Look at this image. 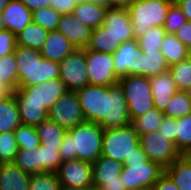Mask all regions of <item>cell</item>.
Wrapping results in <instances>:
<instances>
[{"label":"cell","mask_w":191,"mask_h":190,"mask_svg":"<svg viewBox=\"0 0 191 190\" xmlns=\"http://www.w3.org/2000/svg\"><path fill=\"white\" fill-rule=\"evenodd\" d=\"M76 48L59 31H49V34L40 49L43 58L60 63L66 56Z\"/></svg>","instance_id":"44dd1931"},{"label":"cell","mask_w":191,"mask_h":190,"mask_svg":"<svg viewBox=\"0 0 191 190\" xmlns=\"http://www.w3.org/2000/svg\"><path fill=\"white\" fill-rule=\"evenodd\" d=\"M188 58H189L190 61H191V48L188 49Z\"/></svg>","instance_id":"e7e4bbea"},{"label":"cell","mask_w":191,"mask_h":190,"mask_svg":"<svg viewBox=\"0 0 191 190\" xmlns=\"http://www.w3.org/2000/svg\"><path fill=\"white\" fill-rule=\"evenodd\" d=\"M48 118L66 130L86 122L75 91L63 94L50 108Z\"/></svg>","instance_id":"9c48e42d"},{"label":"cell","mask_w":191,"mask_h":190,"mask_svg":"<svg viewBox=\"0 0 191 190\" xmlns=\"http://www.w3.org/2000/svg\"><path fill=\"white\" fill-rule=\"evenodd\" d=\"M158 131L176 146V119L164 116Z\"/></svg>","instance_id":"7dc6e473"},{"label":"cell","mask_w":191,"mask_h":190,"mask_svg":"<svg viewBox=\"0 0 191 190\" xmlns=\"http://www.w3.org/2000/svg\"><path fill=\"white\" fill-rule=\"evenodd\" d=\"M165 173L179 190H191V160L185 155H181L166 167Z\"/></svg>","instance_id":"d4e9b609"},{"label":"cell","mask_w":191,"mask_h":190,"mask_svg":"<svg viewBox=\"0 0 191 190\" xmlns=\"http://www.w3.org/2000/svg\"><path fill=\"white\" fill-rule=\"evenodd\" d=\"M184 92L188 95V98L191 101V85L186 90H184Z\"/></svg>","instance_id":"94428289"},{"label":"cell","mask_w":191,"mask_h":190,"mask_svg":"<svg viewBox=\"0 0 191 190\" xmlns=\"http://www.w3.org/2000/svg\"><path fill=\"white\" fill-rule=\"evenodd\" d=\"M13 91L14 90L7 83L0 81V100L13 95Z\"/></svg>","instance_id":"db71d44e"},{"label":"cell","mask_w":191,"mask_h":190,"mask_svg":"<svg viewBox=\"0 0 191 190\" xmlns=\"http://www.w3.org/2000/svg\"><path fill=\"white\" fill-rule=\"evenodd\" d=\"M6 30L15 35L33 22L32 11L20 0H11L1 12Z\"/></svg>","instance_id":"ffe728a7"},{"label":"cell","mask_w":191,"mask_h":190,"mask_svg":"<svg viewBox=\"0 0 191 190\" xmlns=\"http://www.w3.org/2000/svg\"><path fill=\"white\" fill-rule=\"evenodd\" d=\"M123 88L130 120L155 108L149 78L129 75L119 79Z\"/></svg>","instance_id":"5b68a950"},{"label":"cell","mask_w":191,"mask_h":190,"mask_svg":"<svg viewBox=\"0 0 191 190\" xmlns=\"http://www.w3.org/2000/svg\"><path fill=\"white\" fill-rule=\"evenodd\" d=\"M4 29H5L4 21H3L2 14L0 13V31Z\"/></svg>","instance_id":"91938a15"},{"label":"cell","mask_w":191,"mask_h":190,"mask_svg":"<svg viewBox=\"0 0 191 190\" xmlns=\"http://www.w3.org/2000/svg\"><path fill=\"white\" fill-rule=\"evenodd\" d=\"M20 124V112L13 95L0 100V133L14 131Z\"/></svg>","instance_id":"484cf974"},{"label":"cell","mask_w":191,"mask_h":190,"mask_svg":"<svg viewBox=\"0 0 191 190\" xmlns=\"http://www.w3.org/2000/svg\"><path fill=\"white\" fill-rule=\"evenodd\" d=\"M35 128L42 145L60 149L65 134L67 133L66 129L60 127L55 121H52L49 118Z\"/></svg>","instance_id":"4316f807"},{"label":"cell","mask_w":191,"mask_h":190,"mask_svg":"<svg viewBox=\"0 0 191 190\" xmlns=\"http://www.w3.org/2000/svg\"><path fill=\"white\" fill-rule=\"evenodd\" d=\"M60 190H96V189L94 187H79V188H74V187L61 186Z\"/></svg>","instance_id":"6f0895ef"},{"label":"cell","mask_w":191,"mask_h":190,"mask_svg":"<svg viewBox=\"0 0 191 190\" xmlns=\"http://www.w3.org/2000/svg\"><path fill=\"white\" fill-rule=\"evenodd\" d=\"M29 10L34 11L50 7V0H20Z\"/></svg>","instance_id":"816d5d0a"},{"label":"cell","mask_w":191,"mask_h":190,"mask_svg":"<svg viewBox=\"0 0 191 190\" xmlns=\"http://www.w3.org/2000/svg\"><path fill=\"white\" fill-rule=\"evenodd\" d=\"M175 4L182 10L187 21L191 20V0H174Z\"/></svg>","instance_id":"f5cc1de1"},{"label":"cell","mask_w":191,"mask_h":190,"mask_svg":"<svg viewBox=\"0 0 191 190\" xmlns=\"http://www.w3.org/2000/svg\"><path fill=\"white\" fill-rule=\"evenodd\" d=\"M100 27L103 31H107L117 41H121L122 43L135 39L126 7H112L107 9L104 24Z\"/></svg>","instance_id":"9a60e30c"},{"label":"cell","mask_w":191,"mask_h":190,"mask_svg":"<svg viewBox=\"0 0 191 190\" xmlns=\"http://www.w3.org/2000/svg\"><path fill=\"white\" fill-rule=\"evenodd\" d=\"M92 30L75 18L72 13L62 15L57 27V31L62 33L76 49H85L87 47Z\"/></svg>","instance_id":"ac0fdd59"},{"label":"cell","mask_w":191,"mask_h":190,"mask_svg":"<svg viewBox=\"0 0 191 190\" xmlns=\"http://www.w3.org/2000/svg\"><path fill=\"white\" fill-rule=\"evenodd\" d=\"M169 72L178 90L184 91L191 85V61L188 57L170 66Z\"/></svg>","instance_id":"74e56055"},{"label":"cell","mask_w":191,"mask_h":190,"mask_svg":"<svg viewBox=\"0 0 191 190\" xmlns=\"http://www.w3.org/2000/svg\"><path fill=\"white\" fill-rule=\"evenodd\" d=\"M115 7H126L132 0H110Z\"/></svg>","instance_id":"9f6ffc18"},{"label":"cell","mask_w":191,"mask_h":190,"mask_svg":"<svg viewBox=\"0 0 191 190\" xmlns=\"http://www.w3.org/2000/svg\"><path fill=\"white\" fill-rule=\"evenodd\" d=\"M16 45L14 33L6 29L0 31V57L14 53Z\"/></svg>","instance_id":"bcb514c9"},{"label":"cell","mask_w":191,"mask_h":190,"mask_svg":"<svg viewBox=\"0 0 191 190\" xmlns=\"http://www.w3.org/2000/svg\"><path fill=\"white\" fill-rule=\"evenodd\" d=\"M185 156L191 160V148L189 149V151L185 154Z\"/></svg>","instance_id":"6125c7cd"},{"label":"cell","mask_w":191,"mask_h":190,"mask_svg":"<svg viewBox=\"0 0 191 190\" xmlns=\"http://www.w3.org/2000/svg\"><path fill=\"white\" fill-rule=\"evenodd\" d=\"M56 174L61 186L93 187V164L90 162L79 159L63 161Z\"/></svg>","instance_id":"4fadbf2b"},{"label":"cell","mask_w":191,"mask_h":190,"mask_svg":"<svg viewBox=\"0 0 191 190\" xmlns=\"http://www.w3.org/2000/svg\"><path fill=\"white\" fill-rule=\"evenodd\" d=\"M61 14L52 7H44L32 11L33 23L45 28L47 31L57 30Z\"/></svg>","instance_id":"8d00e7d4"},{"label":"cell","mask_w":191,"mask_h":190,"mask_svg":"<svg viewBox=\"0 0 191 190\" xmlns=\"http://www.w3.org/2000/svg\"><path fill=\"white\" fill-rule=\"evenodd\" d=\"M164 113L156 108L131 120V125L139 136L149 134L159 129Z\"/></svg>","instance_id":"1f68e13d"},{"label":"cell","mask_w":191,"mask_h":190,"mask_svg":"<svg viewBox=\"0 0 191 190\" xmlns=\"http://www.w3.org/2000/svg\"><path fill=\"white\" fill-rule=\"evenodd\" d=\"M10 1L11 0H0V13L4 10Z\"/></svg>","instance_id":"680465c9"},{"label":"cell","mask_w":191,"mask_h":190,"mask_svg":"<svg viewBox=\"0 0 191 190\" xmlns=\"http://www.w3.org/2000/svg\"><path fill=\"white\" fill-rule=\"evenodd\" d=\"M176 148L181 155L191 148V113L176 119Z\"/></svg>","instance_id":"d590c367"},{"label":"cell","mask_w":191,"mask_h":190,"mask_svg":"<svg viewBox=\"0 0 191 190\" xmlns=\"http://www.w3.org/2000/svg\"><path fill=\"white\" fill-rule=\"evenodd\" d=\"M31 175L14 163H2L0 190H29Z\"/></svg>","instance_id":"7402d4cb"},{"label":"cell","mask_w":191,"mask_h":190,"mask_svg":"<svg viewBox=\"0 0 191 190\" xmlns=\"http://www.w3.org/2000/svg\"><path fill=\"white\" fill-rule=\"evenodd\" d=\"M85 1H88V2H91L93 4H97L99 6H102L104 8H112V7H115L110 0H78V2H85Z\"/></svg>","instance_id":"11a10c76"},{"label":"cell","mask_w":191,"mask_h":190,"mask_svg":"<svg viewBox=\"0 0 191 190\" xmlns=\"http://www.w3.org/2000/svg\"><path fill=\"white\" fill-rule=\"evenodd\" d=\"M121 44V41H117L114 36L99 27L92 30L86 49L113 54Z\"/></svg>","instance_id":"4dcf8cb0"},{"label":"cell","mask_w":191,"mask_h":190,"mask_svg":"<svg viewBox=\"0 0 191 190\" xmlns=\"http://www.w3.org/2000/svg\"><path fill=\"white\" fill-rule=\"evenodd\" d=\"M126 190H151L147 188H133V189H126Z\"/></svg>","instance_id":"be15d7a7"},{"label":"cell","mask_w":191,"mask_h":190,"mask_svg":"<svg viewBox=\"0 0 191 190\" xmlns=\"http://www.w3.org/2000/svg\"><path fill=\"white\" fill-rule=\"evenodd\" d=\"M85 56L89 84L110 86L119 82L120 78L114 70L112 54L85 48Z\"/></svg>","instance_id":"30bf717a"},{"label":"cell","mask_w":191,"mask_h":190,"mask_svg":"<svg viewBox=\"0 0 191 190\" xmlns=\"http://www.w3.org/2000/svg\"><path fill=\"white\" fill-rule=\"evenodd\" d=\"M67 91L66 85L58 78L29 87H18L13 94L16 101H35L49 112L52 105Z\"/></svg>","instance_id":"52a82bcc"},{"label":"cell","mask_w":191,"mask_h":190,"mask_svg":"<svg viewBox=\"0 0 191 190\" xmlns=\"http://www.w3.org/2000/svg\"><path fill=\"white\" fill-rule=\"evenodd\" d=\"M139 146V135L131 124L105 129L101 156L123 164Z\"/></svg>","instance_id":"277c9868"},{"label":"cell","mask_w":191,"mask_h":190,"mask_svg":"<svg viewBox=\"0 0 191 190\" xmlns=\"http://www.w3.org/2000/svg\"><path fill=\"white\" fill-rule=\"evenodd\" d=\"M13 163L30 175L40 173L39 146L19 149Z\"/></svg>","instance_id":"d6a6232c"},{"label":"cell","mask_w":191,"mask_h":190,"mask_svg":"<svg viewBox=\"0 0 191 190\" xmlns=\"http://www.w3.org/2000/svg\"><path fill=\"white\" fill-rule=\"evenodd\" d=\"M14 54L17 62L18 87L33 86L34 65L43 58L40 50L16 45Z\"/></svg>","instance_id":"e0dca14e"},{"label":"cell","mask_w":191,"mask_h":190,"mask_svg":"<svg viewBox=\"0 0 191 190\" xmlns=\"http://www.w3.org/2000/svg\"><path fill=\"white\" fill-rule=\"evenodd\" d=\"M174 0H132L127 6L135 39L151 27H163L168 9Z\"/></svg>","instance_id":"3957f363"},{"label":"cell","mask_w":191,"mask_h":190,"mask_svg":"<svg viewBox=\"0 0 191 190\" xmlns=\"http://www.w3.org/2000/svg\"><path fill=\"white\" fill-rule=\"evenodd\" d=\"M18 150L14 131L0 133V163H13Z\"/></svg>","instance_id":"7bdbcfd3"},{"label":"cell","mask_w":191,"mask_h":190,"mask_svg":"<svg viewBox=\"0 0 191 190\" xmlns=\"http://www.w3.org/2000/svg\"><path fill=\"white\" fill-rule=\"evenodd\" d=\"M21 122L36 127L48 118V111L35 101H17Z\"/></svg>","instance_id":"f546056e"},{"label":"cell","mask_w":191,"mask_h":190,"mask_svg":"<svg viewBox=\"0 0 191 190\" xmlns=\"http://www.w3.org/2000/svg\"><path fill=\"white\" fill-rule=\"evenodd\" d=\"M59 79L69 91H77L88 85L85 49H75L59 63Z\"/></svg>","instance_id":"8fae6325"},{"label":"cell","mask_w":191,"mask_h":190,"mask_svg":"<svg viewBox=\"0 0 191 190\" xmlns=\"http://www.w3.org/2000/svg\"><path fill=\"white\" fill-rule=\"evenodd\" d=\"M141 54L137 39L123 42L112 54L116 75L119 78L129 75L137 76V63Z\"/></svg>","instance_id":"2e32d148"},{"label":"cell","mask_w":191,"mask_h":190,"mask_svg":"<svg viewBox=\"0 0 191 190\" xmlns=\"http://www.w3.org/2000/svg\"><path fill=\"white\" fill-rule=\"evenodd\" d=\"M138 60L137 76L150 78L169 71V65L160 51H142Z\"/></svg>","instance_id":"603a6c76"},{"label":"cell","mask_w":191,"mask_h":190,"mask_svg":"<svg viewBox=\"0 0 191 190\" xmlns=\"http://www.w3.org/2000/svg\"><path fill=\"white\" fill-rule=\"evenodd\" d=\"M40 151V173L42 172H53L56 173L59 166L62 163L59 149L45 147L39 145Z\"/></svg>","instance_id":"b9f144b4"},{"label":"cell","mask_w":191,"mask_h":190,"mask_svg":"<svg viewBox=\"0 0 191 190\" xmlns=\"http://www.w3.org/2000/svg\"><path fill=\"white\" fill-rule=\"evenodd\" d=\"M154 106L164 112L173 96L178 92L173 76L169 71L149 78Z\"/></svg>","instance_id":"d6986e66"},{"label":"cell","mask_w":191,"mask_h":190,"mask_svg":"<svg viewBox=\"0 0 191 190\" xmlns=\"http://www.w3.org/2000/svg\"><path fill=\"white\" fill-rule=\"evenodd\" d=\"M166 32L163 27H151L137 40L141 51H160Z\"/></svg>","instance_id":"ab89813d"},{"label":"cell","mask_w":191,"mask_h":190,"mask_svg":"<svg viewBox=\"0 0 191 190\" xmlns=\"http://www.w3.org/2000/svg\"><path fill=\"white\" fill-rule=\"evenodd\" d=\"M188 49L191 48V23L182 24L174 34Z\"/></svg>","instance_id":"681fc988"},{"label":"cell","mask_w":191,"mask_h":190,"mask_svg":"<svg viewBox=\"0 0 191 190\" xmlns=\"http://www.w3.org/2000/svg\"><path fill=\"white\" fill-rule=\"evenodd\" d=\"M0 81L7 83L13 90L18 88L17 62L14 53L0 57Z\"/></svg>","instance_id":"f35d334b"},{"label":"cell","mask_w":191,"mask_h":190,"mask_svg":"<svg viewBox=\"0 0 191 190\" xmlns=\"http://www.w3.org/2000/svg\"><path fill=\"white\" fill-rule=\"evenodd\" d=\"M14 135L19 149L37 148L41 144L36 128L33 126L20 124L14 130Z\"/></svg>","instance_id":"60d3db41"},{"label":"cell","mask_w":191,"mask_h":190,"mask_svg":"<svg viewBox=\"0 0 191 190\" xmlns=\"http://www.w3.org/2000/svg\"><path fill=\"white\" fill-rule=\"evenodd\" d=\"M164 173L165 168L159 163L149 160L141 146H139L124 161L120 177L125 189H151Z\"/></svg>","instance_id":"7a4b0ae2"},{"label":"cell","mask_w":191,"mask_h":190,"mask_svg":"<svg viewBox=\"0 0 191 190\" xmlns=\"http://www.w3.org/2000/svg\"><path fill=\"white\" fill-rule=\"evenodd\" d=\"M131 124L126 97L120 83L105 86L104 119L99 125L105 130Z\"/></svg>","instance_id":"8992f818"},{"label":"cell","mask_w":191,"mask_h":190,"mask_svg":"<svg viewBox=\"0 0 191 190\" xmlns=\"http://www.w3.org/2000/svg\"><path fill=\"white\" fill-rule=\"evenodd\" d=\"M164 116L177 119L191 113V101L184 91L178 90L167 105Z\"/></svg>","instance_id":"e575fe53"},{"label":"cell","mask_w":191,"mask_h":190,"mask_svg":"<svg viewBox=\"0 0 191 190\" xmlns=\"http://www.w3.org/2000/svg\"><path fill=\"white\" fill-rule=\"evenodd\" d=\"M48 34L49 31L32 22L16 35V44L40 50Z\"/></svg>","instance_id":"f1b7e54d"},{"label":"cell","mask_w":191,"mask_h":190,"mask_svg":"<svg viewBox=\"0 0 191 190\" xmlns=\"http://www.w3.org/2000/svg\"><path fill=\"white\" fill-rule=\"evenodd\" d=\"M59 63L42 58L34 65L33 85L59 78Z\"/></svg>","instance_id":"836d02e7"},{"label":"cell","mask_w":191,"mask_h":190,"mask_svg":"<svg viewBox=\"0 0 191 190\" xmlns=\"http://www.w3.org/2000/svg\"><path fill=\"white\" fill-rule=\"evenodd\" d=\"M75 92L85 120L99 124L104 119L105 86L88 84Z\"/></svg>","instance_id":"5bb4252c"},{"label":"cell","mask_w":191,"mask_h":190,"mask_svg":"<svg viewBox=\"0 0 191 190\" xmlns=\"http://www.w3.org/2000/svg\"><path fill=\"white\" fill-rule=\"evenodd\" d=\"M106 11L107 8L85 1L79 2L72 14L83 24L96 29L104 24Z\"/></svg>","instance_id":"cb8c5ba5"},{"label":"cell","mask_w":191,"mask_h":190,"mask_svg":"<svg viewBox=\"0 0 191 190\" xmlns=\"http://www.w3.org/2000/svg\"><path fill=\"white\" fill-rule=\"evenodd\" d=\"M151 190H179L170 177L164 173L151 187Z\"/></svg>","instance_id":"f907efd6"},{"label":"cell","mask_w":191,"mask_h":190,"mask_svg":"<svg viewBox=\"0 0 191 190\" xmlns=\"http://www.w3.org/2000/svg\"><path fill=\"white\" fill-rule=\"evenodd\" d=\"M186 22V16L174 2L168 9L163 28L166 34H175L178 28Z\"/></svg>","instance_id":"f6af8a7d"},{"label":"cell","mask_w":191,"mask_h":190,"mask_svg":"<svg viewBox=\"0 0 191 190\" xmlns=\"http://www.w3.org/2000/svg\"><path fill=\"white\" fill-rule=\"evenodd\" d=\"M104 129L95 122H85L67 130L59 153L62 162L79 159L93 163L102 154Z\"/></svg>","instance_id":"6da1fadb"},{"label":"cell","mask_w":191,"mask_h":190,"mask_svg":"<svg viewBox=\"0 0 191 190\" xmlns=\"http://www.w3.org/2000/svg\"><path fill=\"white\" fill-rule=\"evenodd\" d=\"M78 3V0H50V7L64 15L72 13Z\"/></svg>","instance_id":"c3c4849f"},{"label":"cell","mask_w":191,"mask_h":190,"mask_svg":"<svg viewBox=\"0 0 191 190\" xmlns=\"http://www.w3.org/2000/svg\"><path fill=\"white\" fill-rule=\"evenodd\" d=\"M61 184L56 173L42 172L32 174L29 190H60Z\"/></svg>","instance_id":"ee69618b"},{"label":"cell","mask_w":191,"mask_h":190,"mask_svg":"<svg viewBox=\"0 0 191 190\" xmlns=\"http://www.w3.org/2000/svg\"><path fill=\"white\" fill-rule=\"evenodd\" d=\"M140 146L149 160L168 167L181 156L175 144L158 130L139 136Z\"/></svg>","instance_id":"ba28073f"},{"label":"cell","mask_w":191,"mask_h":190,"mask_svg":"<svg viewBox=\"0 0 191 190\" xmlns=\"http://www.w3.org/2000/svg\"><path fill=\"white\" fill-rule=\"evenodd\" d=\"M160 52L169 67L188 57V48L174 34L165 35Z\"/></svg>","instance_id":"83f0119b"},{"label":"cell","mask_w":191,"mask_h":190,"mask_svg":"<svg viewBox=\"0 0 191 190\" xmlns=\"http://www.w3.org/2000/svg\"><path fill=\"white\" fill-rule=\"evenodd\" d=\"M93 187L99 190H126L121 180L123 164L103 156L93 163Z\"/></svg>","instance_id":"7c38bea8"}]
</instances>
